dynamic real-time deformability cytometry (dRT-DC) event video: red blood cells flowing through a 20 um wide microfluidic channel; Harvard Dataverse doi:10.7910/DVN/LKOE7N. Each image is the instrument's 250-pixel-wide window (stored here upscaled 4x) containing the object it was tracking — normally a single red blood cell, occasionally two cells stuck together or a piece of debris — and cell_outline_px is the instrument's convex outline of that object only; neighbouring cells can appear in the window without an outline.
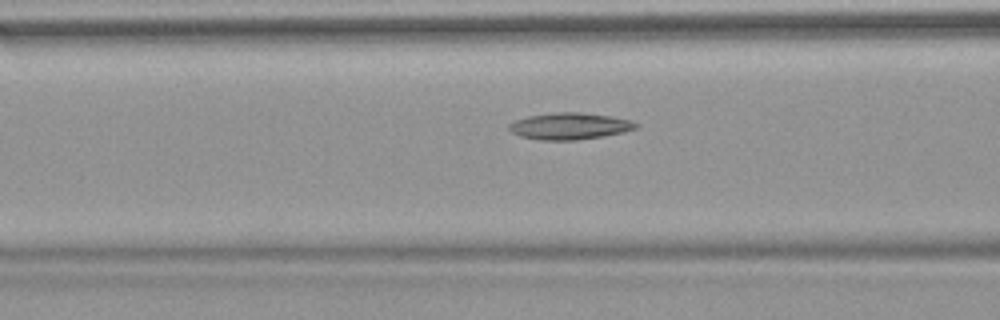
{"species": "common noctule bat (a hibernating species)", "species_latin": "Nyctalus noctula", "temperature_condition": "warm", "stored_images_in_passage": 30, "camera_frame_rate_fps": 3000, "um_per_image_px": 0.085, "animal": {"sex": "female", "body_mass_g": 18.4}, "frame": {"image": 1, "passage_image": 9, "time_ms": 2.667, "image_size_px": [1000, 320], "cell_outline_px": [[640, 124], [636, 128], [624, 132], [604, 136], [576, 140], [540, 140], [520, 136], [512, 132], [508, 128], [508, 124], [516, 120], [528, 116], [556, 112], [580, 112], [608, 116], [632, 120]], "centroid_in_image_um": [48.43, 10.72], "position_along_channel_um": 118.2, "area_um2": 19.71}}
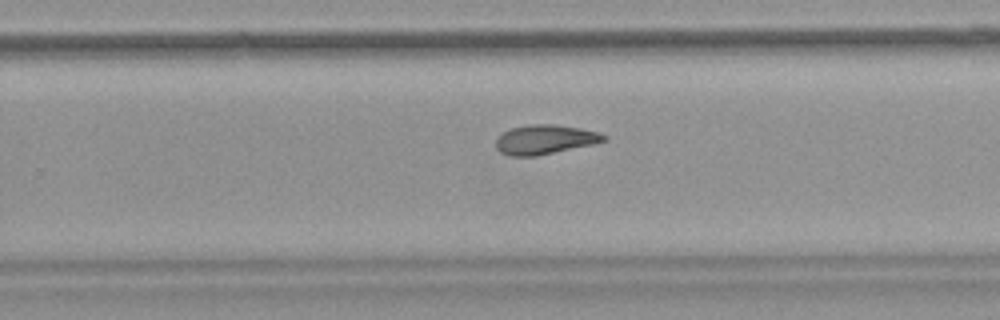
{"frame": {"image": 2, "passage_image": 22, "time_ms": 7.0, "image_size_px": [1000, 320], "cell_outline_px": [[608, 140], [596, 144], [536, 156], [512, 156], [500, 152], [496, 148], [496, 140], [504, 132], [512, 128], [532, 124], [552, 124], [580, 128], [600, 132], [608, 136]], "centroid_in_image_um": [46.39, 11.86], "position_along_channel_um": 283.4, "area_um2": 18.55}}